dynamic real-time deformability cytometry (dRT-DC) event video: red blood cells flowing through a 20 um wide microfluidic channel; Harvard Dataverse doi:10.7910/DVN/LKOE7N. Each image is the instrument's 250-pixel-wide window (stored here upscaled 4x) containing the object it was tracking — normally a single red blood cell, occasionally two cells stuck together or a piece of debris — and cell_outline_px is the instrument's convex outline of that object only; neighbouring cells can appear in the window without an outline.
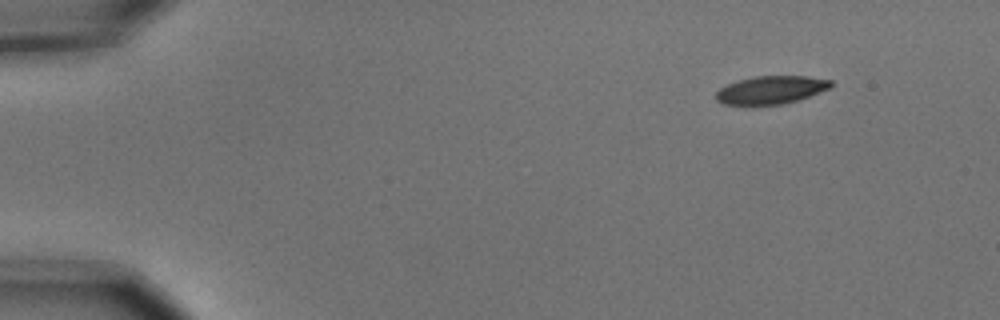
{"species": "common noctule bat (a hibernating species)", "species_latin": "Nyctalus noctula", "temperature_condition": "cold", "stored_images_in_passage": 4, "camera_frame_rate_fps": 3000, "um_per_image_px": 0.085, "animal": {"sex": "male", "body_mass_g": 15.6}, "frame": {"image": 1, "passage_image": 1, "time_ms": 0.0, "image_size_px": [1000, 320], "cell_outline_px": [[832, 84], [828, 88], [800, 100], [784, 104], [752, 108], [720, 104], [716, 100], [716, 92], [720, 88], [728, 84], [752, 76], [808, 76], [832, 80]], "centroid_in_image_um": [65.46, 7.7], "position_along_channel_um": 19.5, "area_um2": 19.54}}
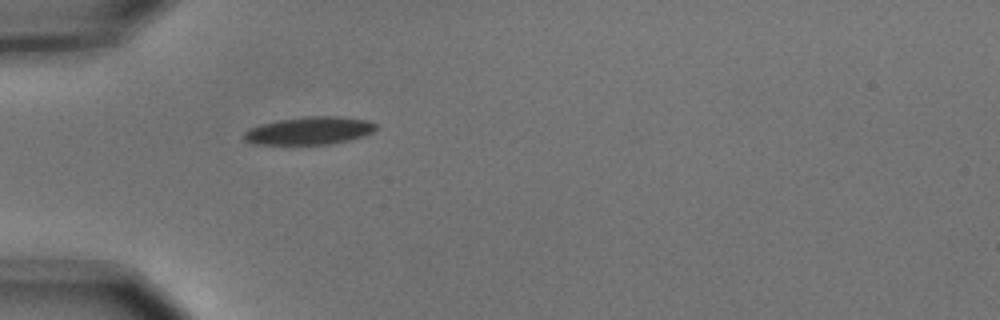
{"frame": {"image": 2, "passage_image": 4, "time_ms": 1.0, "image_size_px": [1000, 320], "cell_outline_px": [[376, 128], [372, 132], [364, 136], [332, 144], [252, 144], [244, 140], [244, 132], [248, 128], [260, 124], [280, 120], [304, 116], [336, 116], [368, 120], [376, 124]], "centroid_in_image_um": [26.28, 11.11], "position_along_channel_um": 58.7, "area_um2": 21.39}}